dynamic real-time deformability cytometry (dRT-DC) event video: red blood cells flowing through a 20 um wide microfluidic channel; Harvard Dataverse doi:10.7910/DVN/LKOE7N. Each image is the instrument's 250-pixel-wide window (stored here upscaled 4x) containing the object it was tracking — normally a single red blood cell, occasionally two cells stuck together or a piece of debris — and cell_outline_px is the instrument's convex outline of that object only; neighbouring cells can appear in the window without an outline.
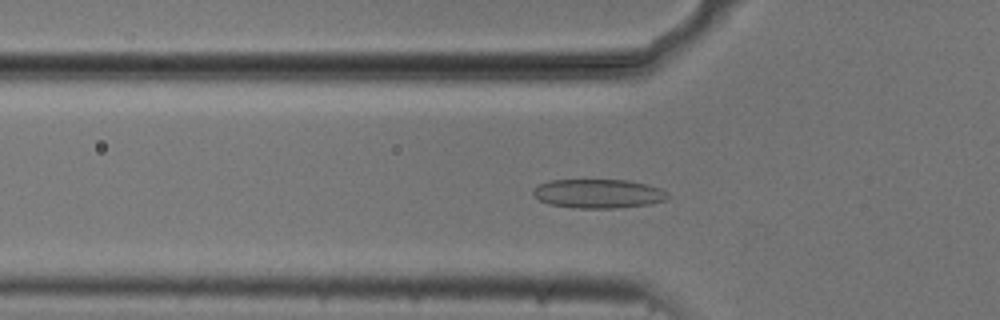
{"species": "common noctule bat (a hibernating species)", "species_latin": "Nyctalus noctula", "temperature_condition": "cold", "stored_images_in_passage": 38, "camera_frame_rate_fps": 3000, "um_per_image_px": 0.085, "animal": {"sex": "male", "body_mass_g": 20.5, "forearm_length_mm": 52.5}, "frame": {"image": 1, "passage_image": 2, "time_ms": 0.333, "image_size_px": [1000, 320], "cell_outline_px": [[668, 200], [648, 204], [616, 208], [576, 208], [548, 204], [540, 200], [532, 192], [532, 188], [548, 180], [628, 180], [648, 184], [660, 188], [668, 192]], "centroid_in_image_um": [50.87, 16.45], "position_along_channel_um": 74.9, "area_um2": 22.89}}
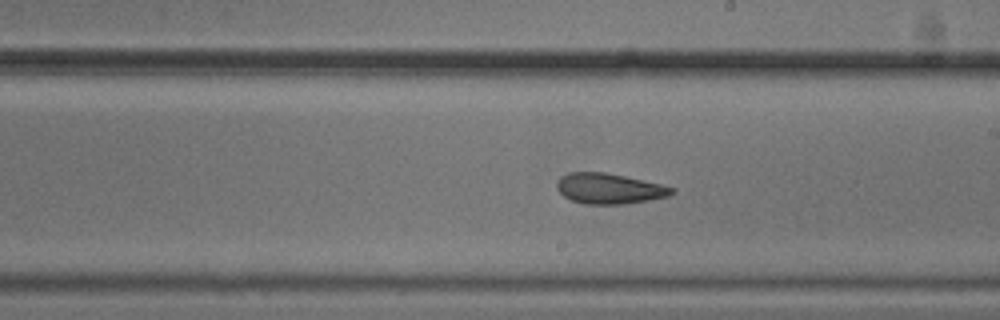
{"frame": {"image": 2, "passage_image": 15, "time_ms": 4.667, "image_size_px": [1000, 320], "cell_outline_px": [[676, 192], [668, 196], [648, 200], [624, 204], [584, 204], [572, 200], [564, 196], [556, 188], [556, 184], [560, 176], [568, 172], [604, 172], [624, 176], [660, 184], [676, 188]], "centroid_in_image_um": [51.77, 16.03], "position_along_channel_um": 237.2, "area_um2": 20.4}}
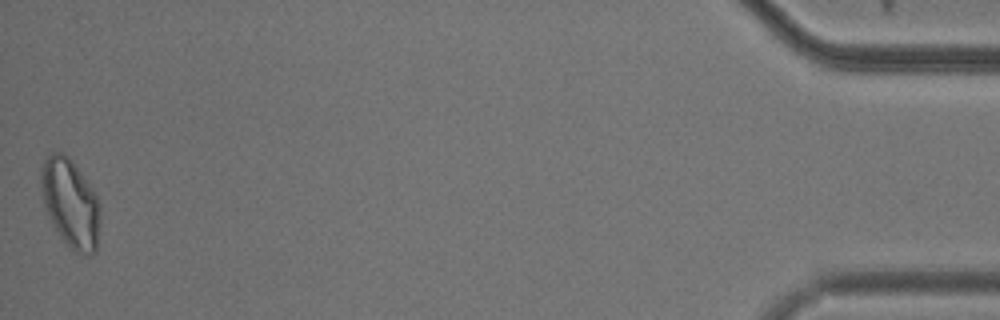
{"frame": {"image": 3, "passage_image": 38, "time_ms": 12.333, "image_size_px": [1000, 320], "cell_outline_px": [[100, 220], [96, 252], [84, 256], [76, 252], [60, 236], [44, 204], [40, 180], [40, 172], [44, 160], [52, 152], [60, 152], [68, 156], [80, 172], [96, 196], [100, 204]], "centroid_in_image_um": [6.0, 17.28], "position_along_channel_um": 429.2, "area_um2": 29.94}, "authors_computed_cell_mechanics": {"area_um2": 21.0392, "velocity_mm_per_s": 3.7267, "shape_relaxation_time_tau1_ms": 6.444, "shape_relaxation_time_tau2_ms": 4.0082, "deformation_change_tau1": 0.119, "deformation_change_tau2": 0.1161}}